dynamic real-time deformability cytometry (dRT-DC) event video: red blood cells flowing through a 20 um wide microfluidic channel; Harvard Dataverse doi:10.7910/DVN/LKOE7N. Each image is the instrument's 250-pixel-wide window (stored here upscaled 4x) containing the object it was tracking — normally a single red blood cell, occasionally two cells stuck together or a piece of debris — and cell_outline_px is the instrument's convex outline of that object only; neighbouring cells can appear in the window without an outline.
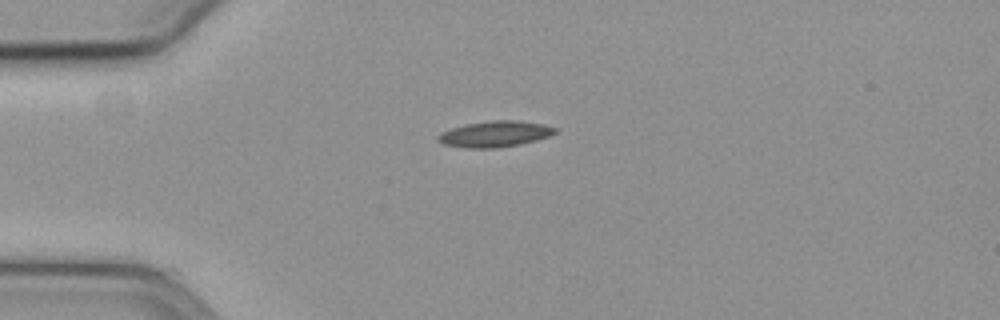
{"species": "common noctule bat (a hibernating species)", "species_latin": "Nyctalus noctula", "temperature_condition": "cold", "stored_images_in_passage": 34, "camera_frame_rate_fps": 3000, "um_per_image_px": 0.085, "animal": {"sex": "female", "body_mass_g": 19.3, "forearm_length_mm": 54.1}, "frame": {"image": 1, "passage_image": 1, "time_ms": 0.0, "image_size_px": [1000, 320], "cell_outline_px": [[556, 132], [548, 136], [536, 140], [520, 144], [496, 148], [468, 148], [444, 144], [436, 140], [436, 136], [452, 128], [464, 124], [492, 120], [516, 120], [544, 124], [556, 128]], "centroid_in_image_um": [42.06, 11.38], "position_along_channel_um": 42.9, "area_um2": 17.63}}
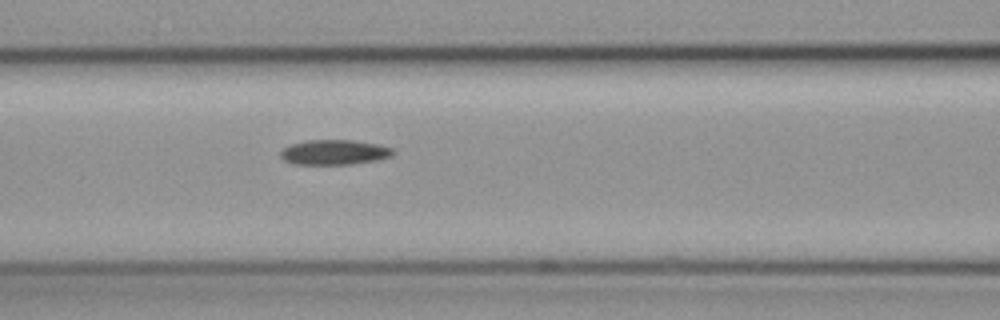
{"frame": {"image": 2, "passage_image": 11, "time_ms": 3.333, "image_size_px": [1000, 320], "cell_outline_px": [[396, 152], [392, 156], [376, 160], [352, 164], [292, 164], [284, 160], [280, 156], [280, 152], [284, 148], [292, 144], [304, 140], [352, 140], [380, 144], [392, 148]], "centroid_in_image_um": [28.43, 12.94], "position_along_channel_um": 138.2, "area_um2": 16.47}}
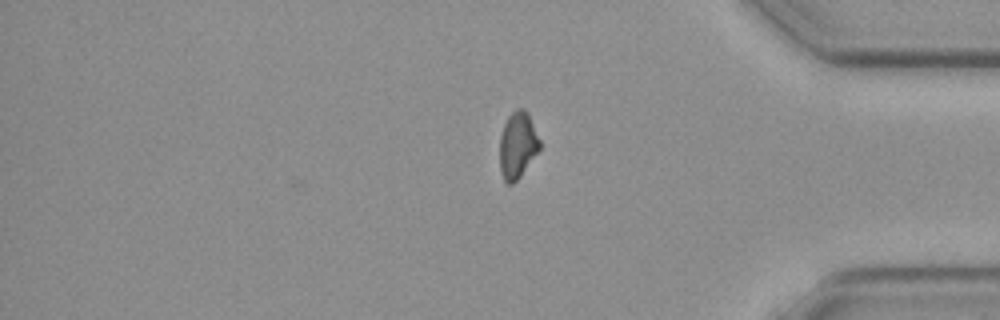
{"frame": {"image": 3, "passage_image": 34, "time_ms": 11.0, "image_size_px": [1000, 320], "cell_outline_px": [[540, 148], [520, 176], [512, 184], [508, 184], [504, 180], [500, 172], [500, 136], [504, 124], [508, 116], [516, 108], [524, 108], [528, 112], [540, 140]], "centroid_in_image_um": [43.99, 12.31], "position_along_channel_um": 391.2, "area_um2": 15.43}}